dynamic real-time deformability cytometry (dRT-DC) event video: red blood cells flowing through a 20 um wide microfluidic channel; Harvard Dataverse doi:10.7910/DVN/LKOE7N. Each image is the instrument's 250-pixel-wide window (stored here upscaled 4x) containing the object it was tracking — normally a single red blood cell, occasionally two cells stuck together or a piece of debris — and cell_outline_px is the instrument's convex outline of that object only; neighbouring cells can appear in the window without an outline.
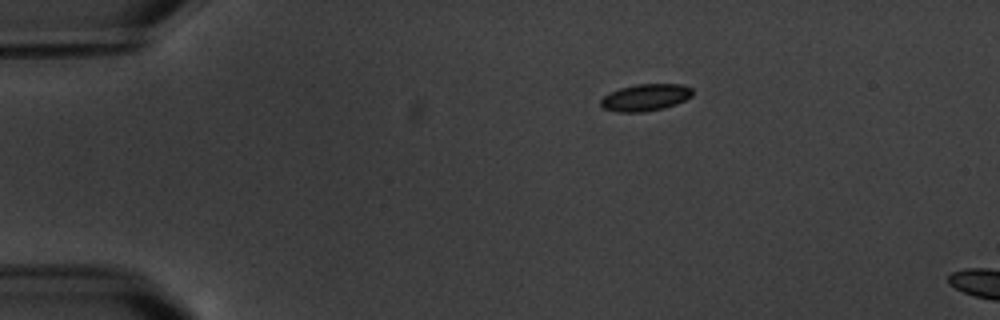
{"species": "common noctule bat (a hibernating species)", "species_latin": "Nyctalus noctula", "temperature_condition": "warm", "stored_images_in_passage": 4, "camera_frame_rate_fps": 3000, "um_per_image_px": 0.085, "animal": {"sex": "male", "body_mass_g": 20.1, "forearm_length_mm": 53.5}, "frame": {"image": 1, "passage_image": 1, "time_ms": 0.0, "image_size_px": [1000, 320], "cell_outline_px": [[692, 96], [676, 104], [664, 108], [644, 112], [616, 112], [600, 108], [600, 100], [604, 96], [620, 88], [636, 84], [684, 84], [692, 88]], "centroid_in_image_um": [54.85, 8.29], "position_along_channel_um": 30.2, "area_um2": 14.51}}